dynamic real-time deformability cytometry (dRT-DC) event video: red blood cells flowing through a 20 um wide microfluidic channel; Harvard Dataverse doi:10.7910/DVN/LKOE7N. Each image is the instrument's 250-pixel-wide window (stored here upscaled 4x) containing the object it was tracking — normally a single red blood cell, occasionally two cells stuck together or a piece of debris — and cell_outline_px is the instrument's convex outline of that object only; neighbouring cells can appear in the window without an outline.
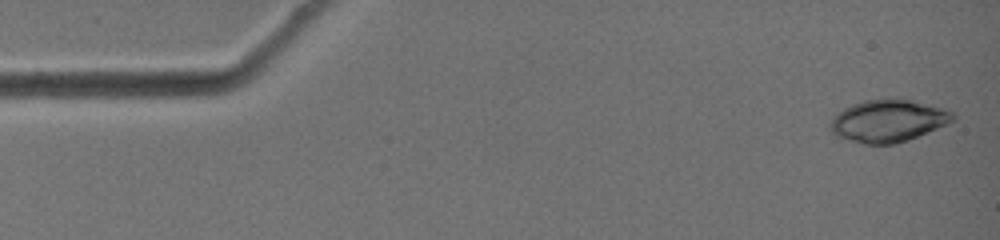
{"species": "common noctule bat (a hibernating species)", "species_latin": "Nyctalus noctula", "temperature_condition": "warm", "stored_images_in_passage": 7, "camera_frame_rate_fps": 3000, "um_per_image_px": 0.085, "animal": {"sex": "female", "body_mass_g": 19.0, "forearm_length_mm": 51.5}, "frame": {"image": 1, "passage_image": 1, "time_ms": 0.0, "image_size_px": [1000, 240], "cell_outline_px": [[956, 116], [952, 120], [936, 128], [908, 140], [896, 144], [864, 144], [848, 140], [836, 136], [828, 128], [828, 124], [844, 108], [852, 104], [864, 100], [892, 96], [896, 96], [944, 108], [952, 112]], "centroid_in_image_um": [75.46, 10.24], "position_along_channel_um": 9.5, "area_um2": 30.46}}